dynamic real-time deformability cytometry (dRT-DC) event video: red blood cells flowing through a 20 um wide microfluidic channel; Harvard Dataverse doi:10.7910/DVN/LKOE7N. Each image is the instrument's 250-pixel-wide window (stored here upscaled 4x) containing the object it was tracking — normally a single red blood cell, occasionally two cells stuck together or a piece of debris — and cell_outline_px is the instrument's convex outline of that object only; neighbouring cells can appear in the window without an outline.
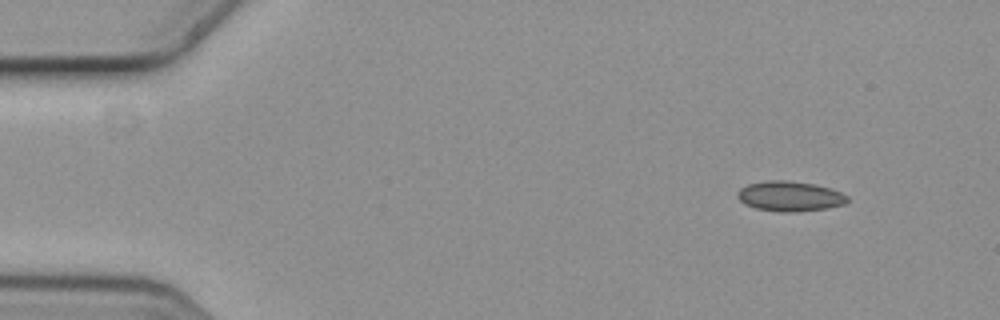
{"species": "common noctule bat (a hibernating species)", "species_latin": "Nyctalus noctula", "temperature_condition": "cold", "stored_images_in_passage": 3, "camera_frame_rate_fps": 3000, "um_per_image_px": 0.085, "animal": {"sex": "female", "body_mass_g": 19.3, "forearm_length_mm": 54.1}, "frame": {"image": 1, "passage_image": 3, "time_ms": 0.667, "image_size_px": [1000, 320], "cell_outline_px": [[848, 200], [844, 204], [824, 208], [792, 212], [784, 212], [756, 208], [744, 204], [736, 196], [736, 192], [740, 188], [748, 184], [768, 180], [784, 180], [812, 184], [828, 188], [840, 192], [848, 196]], "centroid_in_image_um": [67.08, 16.67], "position_along_channel_um": 17.9, "area_um2": 18.96}}